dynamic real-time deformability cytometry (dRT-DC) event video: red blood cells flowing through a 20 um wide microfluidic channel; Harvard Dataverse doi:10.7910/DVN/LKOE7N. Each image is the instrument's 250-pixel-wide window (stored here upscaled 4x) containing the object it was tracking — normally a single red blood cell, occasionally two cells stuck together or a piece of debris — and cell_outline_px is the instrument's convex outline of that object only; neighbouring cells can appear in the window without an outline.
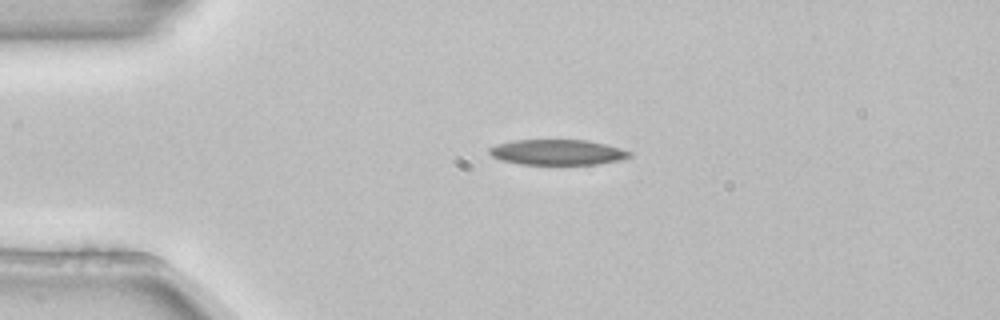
{"species": "common noctule bat (a hibernating species)", "species_latin": "Nyctalus noctula", "temperature_condition": "room temperature", "stored_images_in_passage": 3, "camera_frame_rate_fps": 3000, "um_per_image_px": 0.085, "animal": {"sex": "female", "body_mass_g": 22.7, "forearm_length_mm": 54.2}, "frame": {"image": 1, "passage_image": 2, "time_ms": 0.333, "image_size_px": [1000, 320], "cell_outline_px": [[632, 156], [620, 160], [596, 164], [520, 164], [500, 160], [492, 156], [488, 152], [488, 148], [496, 144], [512, 140], [584, 140], [604, 144], [620, 148], [632, 152]], "centroid_in_image_um": [47.34, 12.94], "position_along_channel_um": 37.7, "area_um2": 20.75}}